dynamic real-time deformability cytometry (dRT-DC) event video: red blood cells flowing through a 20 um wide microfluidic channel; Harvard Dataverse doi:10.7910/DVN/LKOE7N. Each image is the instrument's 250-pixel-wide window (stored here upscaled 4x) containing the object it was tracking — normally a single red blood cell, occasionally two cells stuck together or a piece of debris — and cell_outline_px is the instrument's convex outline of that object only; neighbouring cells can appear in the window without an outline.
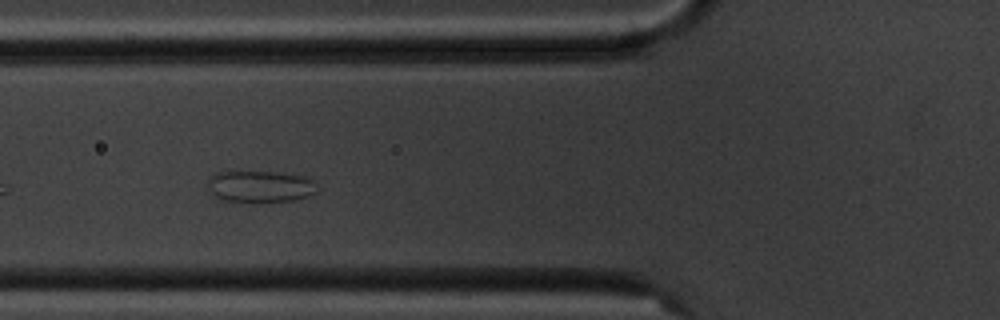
{"species": "common noctule bat (a hibernating species)", "species_latin": "Nyctalus noctula", "temperature_condition": "cold", "stored_images_in_passage": 4, "camera_frame_rate_fps": 3000, "um_per_image_px": 0.085, "animal": {"sex": "male", "body_mass_g": 20.1, "forearm_length_mm": 53.5}, "frame": {"image": 1, "passage_image": 4, "time_ms": 3.667, "image_size_px": [1000, 320], "cell_outline_px": [[316, 192], [308, 196], [296, 200], [252, 204], [224, 200], [212, 196], [208, 188], [208, 176], [216, 172], [272, 172], [312, 176]], "centroid_in_image_um": [22.1, 15.88], "position_along_channel_um": 103.7, "area_um2": 20.92}}